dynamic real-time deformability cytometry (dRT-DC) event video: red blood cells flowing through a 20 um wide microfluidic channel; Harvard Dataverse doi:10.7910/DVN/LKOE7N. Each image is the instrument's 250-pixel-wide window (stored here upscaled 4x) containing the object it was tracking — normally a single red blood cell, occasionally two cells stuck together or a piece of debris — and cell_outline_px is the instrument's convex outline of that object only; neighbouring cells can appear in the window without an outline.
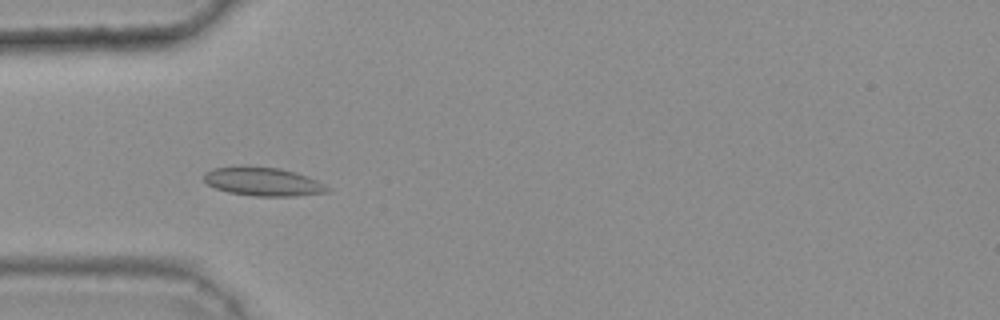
{"species": "common noctule bat (a hibernating species)", "species_latin": "Nyctalus noctula", "temperature_condition": "warm", "stored_images_in_passage": 36, "camera_frame_rate_fps": 3000, "um_per_image_px": 0.085, "animal": {"sex": "female", "body_mass_g": 25.1}, "frame": {"image": 1, "passage_image": 11, "time_ms": 3.333, "image_size_px": [1000, 320], "cell_outline_px": [[332, 188], [328, 192], [296, 196], [256, 196], [228, 192], [216, 188], [208, 184], [204, 180], [204, 172], [212, 168], [240, 164], [280, 168], [296, 172], [308, 176]], "centroid_in_image_um": [22.34, 15.41], "position_along_channel_um": 62.7, "area_um2": 21.04}}
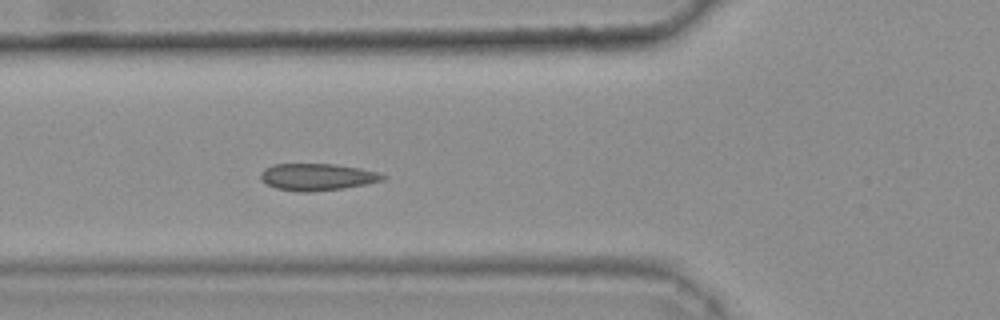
{"frame": {"image": 2, "passage_image": 14, "time_ms": 4.333, "image_size_px": [1000, 320], "cell_outline_px": [[388, 176], [384, 180], [344, 188], [308, 192], [300, 192], [276, 188], [260, 180], [260, 172], [264, 168], [272, 164], [336, 164], [360, 168], [376, 172]], "centroid_in_image_um": [26.93, 15.03], "position_along_channel_um": 98.9, "area_um2": 19.19}}
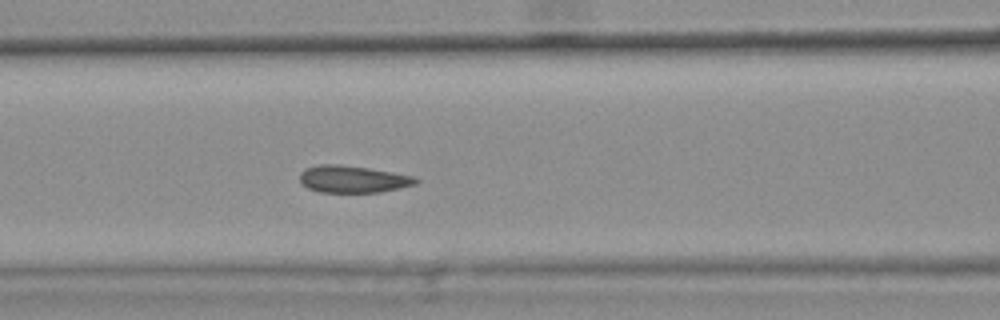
{"frame": {"image": 3, "passage_image": 17, "time_ms": 5.333, "image_size_px": [1000, 320], "cell_outline_px": [[420, 180], [416, 184], [400, 188], [380, 192], [320, 192], [308, 188], [300, 180], [300, 172], [304, 168], [320, 164], [340, 164], [368, 168], [416, 176]], "centroid_in_image_um": [30.01, 15.22], "position_along_channel_um": 136.6, "area_um2": 18.38}, "authors_computed_cell_mechanics": {"area_um2": 18.5538, "velocity_mm_per_s": 3.7546, "shape_relaxation_time_tau1_ms": 6.75, "shape_relaxation_time_tau2_ms": null, "deformation_change_tau1": 0.1214, "deformation_change_tau2": null}}